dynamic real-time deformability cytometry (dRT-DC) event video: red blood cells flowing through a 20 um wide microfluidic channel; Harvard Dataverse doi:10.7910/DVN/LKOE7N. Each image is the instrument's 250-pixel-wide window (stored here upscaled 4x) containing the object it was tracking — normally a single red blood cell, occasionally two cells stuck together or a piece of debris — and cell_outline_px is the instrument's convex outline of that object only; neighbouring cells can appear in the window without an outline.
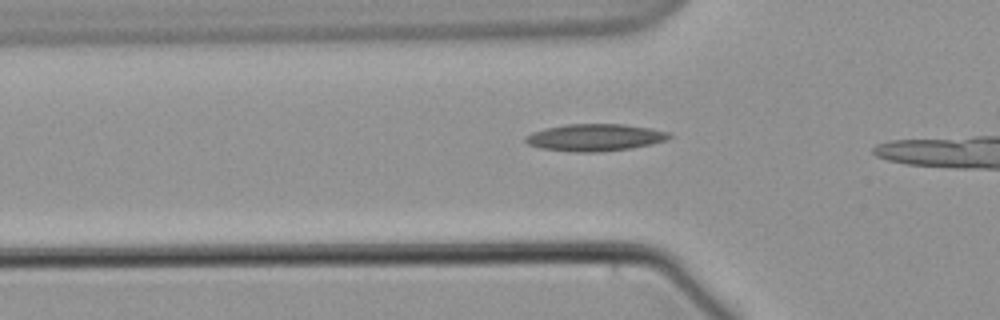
{"species": "common noctule bat (a hibernating species)", "species_latin": "Nyctalus noctula", "temperature_condition": "warm", "stored_images_in_passage": 14, "camera_frame_rate_fps": 3000, "um_per_image_px": 0.085, "animal": {"sex": "male", "body_mass_g": 21.5, "forearm_length_mm": 52.0}, "frame": {"image": 1, "passage_image": 8, "time_ms": 2.333, "image_size_px": [1000, 320], "cell_outline_px": [[672, 136], [664, 140], [652, 144], [632, 148], [596, 152], [576, 152], [540, 148], [528, 144], [524, 140], [524, 136], [532, 132], [544, 128], [568, 124], [624, 124], [648, 128], [668, 132]], "centroid_in_image_um": [50.52, 11.68], "position_along_channel_um": 75.3, "area_um2": 22.6}}